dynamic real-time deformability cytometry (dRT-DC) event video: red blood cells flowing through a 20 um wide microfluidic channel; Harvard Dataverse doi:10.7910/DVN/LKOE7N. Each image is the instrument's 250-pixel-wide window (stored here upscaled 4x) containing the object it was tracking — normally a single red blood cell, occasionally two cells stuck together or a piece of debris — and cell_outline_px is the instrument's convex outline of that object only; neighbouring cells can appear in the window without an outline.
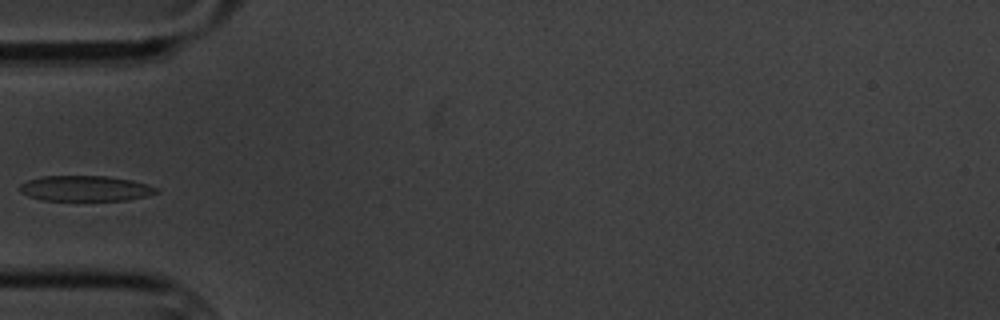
{"species": "common noctule bat (a hibernating species)", "species_latin": "Nyctalus noctula", "temperature_condition": "cold", "stored_images_in_passage": 3, "camera_frame_rate_fps": 3000, "um_per_image_px": 0.085, "animal": {"sex": "male", "body_mass_g": 20.1, "forearm_length_mm": 53.5}, "frame": {"image": 1, "passage_image": 3, "time_ms": 2.333, "image_size_px": [1000, 320], "cell_outline_px": [[160, 192], [128, 200], [40, 200], [28, 196], [20, 192], [20, 184], [28, 180], [40, 176], [108, 176], [132, 180], [148, 184], [156, 188]], "centroid_in_image_um": [7.23, 16.01], "position_along_channel_um": 77.8, "area_um2": 20.29}}